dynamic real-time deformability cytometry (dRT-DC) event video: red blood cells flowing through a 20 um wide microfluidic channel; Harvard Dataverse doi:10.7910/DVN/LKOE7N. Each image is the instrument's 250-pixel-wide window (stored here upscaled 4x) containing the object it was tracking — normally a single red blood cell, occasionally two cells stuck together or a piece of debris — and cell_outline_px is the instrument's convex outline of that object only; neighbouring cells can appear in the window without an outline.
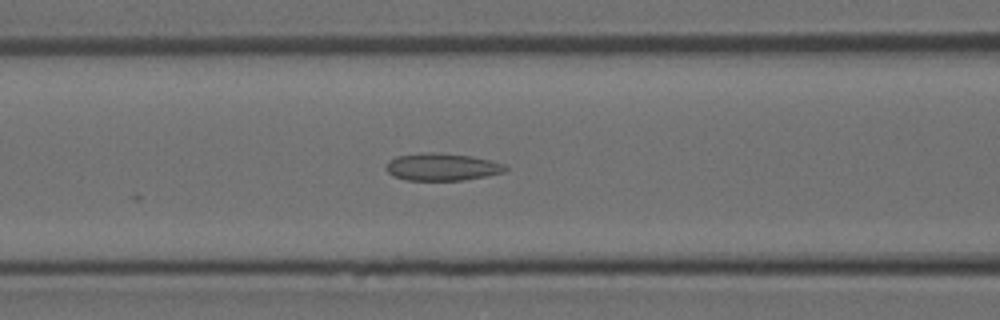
{"species": "Egyptian fruit bat (a non-hibernating species)", "species_latin": "Rousettus aegyptiacus", "temperature_condition": "room temperature", "stored_images_in_passage": 19, "camera_frame_rate_fps": 3000, "um_per_image_px": 0.085, "animal": {"sex": "female"}, "frame": {"image": 1, "passage_image": 13, "time_ms": 4.0, "image_size_px": [1000, 320], "cell_outline_px": [[508, 168], [504, 172], [464, 180], [408, 180], [392, 176], [384, 168], [388, 160], [396, 156], [424, 152], [436, 152], [472, 156], [504, 164]], "centroid_in_image_um": [37.52, 14.18], "position_along_channel_um": 129.1, "area_um2": 19.07}}
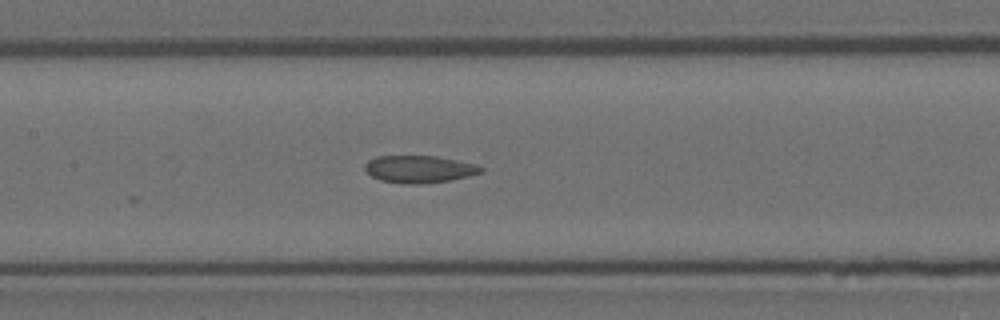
{"frame": {"image": 2, "passage_image": 16, "time_ms": 5.0, "image_size_px": [1000, 320], "cell_outline_px": [[484, 172], [468, 176], [448, 180], [420, 184], [404, 184], [380, 180], [372, 176], [364, 168], [364, 164], [368, 160], [376, 156], [436, 156], [476, 164], [484, 168]], "centroid_in_image_um": [35.63, 14.37], "position_along_channel_um": 171.8, "area_um2": 18.44}}
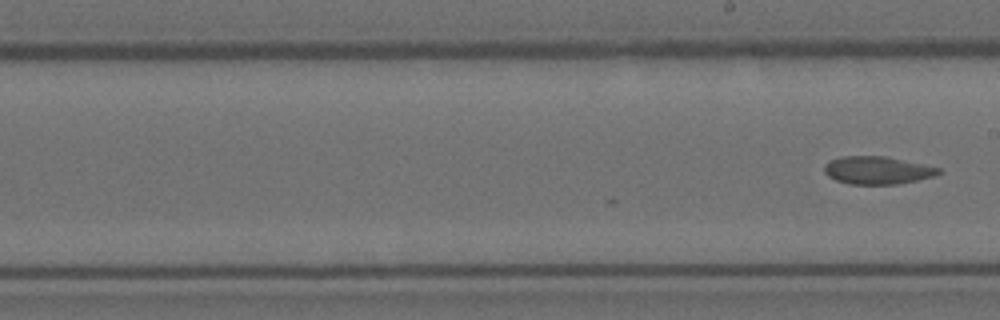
{"frame": {"image": 3, "passage_image": 19, "time_ms": 6.0, "image_size_px": [1000, 320], "cell_outline_px": [[940, 172], [932, 176], [916, 180], [896, 184], [848, 184], [836, 180], [828, 176], [824, 172], [824, 164], [840, 156], [884, 156], [940, 168]], "centroid_in_image_um": [74.51, 14.47], "position_along_channel_um": 214.5, "area_um2": 18.21}}